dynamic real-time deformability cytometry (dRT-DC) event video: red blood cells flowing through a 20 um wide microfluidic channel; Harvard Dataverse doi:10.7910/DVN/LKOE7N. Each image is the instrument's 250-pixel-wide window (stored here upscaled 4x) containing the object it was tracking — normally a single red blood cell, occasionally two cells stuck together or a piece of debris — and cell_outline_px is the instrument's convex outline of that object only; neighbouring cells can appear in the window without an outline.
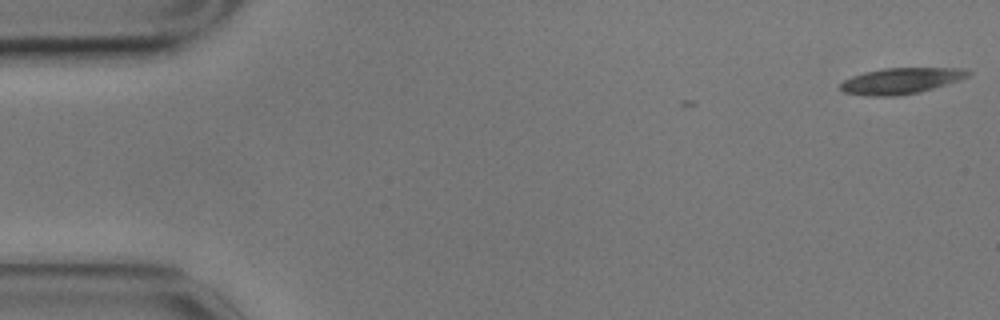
{"species": "common noctule bat (a hibernating species)", "species_latin": "Nyctalus noctula", "temperature_condition": "cold", "stored_images_in_passage": 2, "camera_frame_rate_fps": 3000, "um_per_image_px": 0.085, "animal": {"sex": "male", "body_mass_g": 17.9}, "frame": {"image": 1, "passage_image": 2, "time_ms": 0.333, "image_size_px": [1000, 320], "cell_outline_px": [[972, 72], [968, 76], [960, 80], [932, 88], [900, 96], [868, 96], [844, 92], [840, 88], [840, 84], [844, 80], [852, 76], [864, 72], [884, 68], [960, 68]], "centroid_in_image_um": [76.56, 6.87], "position_along_channel_um": 8.4, "area_um2": 19.19}}